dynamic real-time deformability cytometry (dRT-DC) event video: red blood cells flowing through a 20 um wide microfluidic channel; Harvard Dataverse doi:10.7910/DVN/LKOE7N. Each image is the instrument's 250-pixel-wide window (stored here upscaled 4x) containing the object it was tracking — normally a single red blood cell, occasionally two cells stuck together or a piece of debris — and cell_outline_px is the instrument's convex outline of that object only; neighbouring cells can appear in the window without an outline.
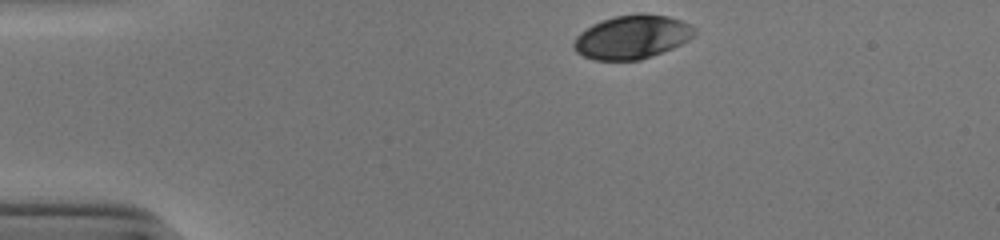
{"species": "human", "species_latin": "Homo sapiens", "temperature_condition": "cold", "stored_images_in_passage": 34, "camera_frame_rate_fps": 3000, "um_per_image_px": 0.085, "donor": {"sex": "male"}, "frame": {"image": 1, "passage_image": 1, "time_ms": 0.0, "image_size_px": [1000, 240], "cell_outline_px": [[696, 32], [688, 40], [672, 48], [652, 56], [640, 60], [596, 60], [584, 56], [576, 52], [572, 48], [572, 44], [576, 36], [580, 32], [592, 24], [616, 16], [640, 12], [644, 12], [668, 16], [680, 20], [696, 28]], "centroid_in_image_um": [53.71, 3.14], "position_along_channel_um": 31.3, "area_um2": 30.81}}
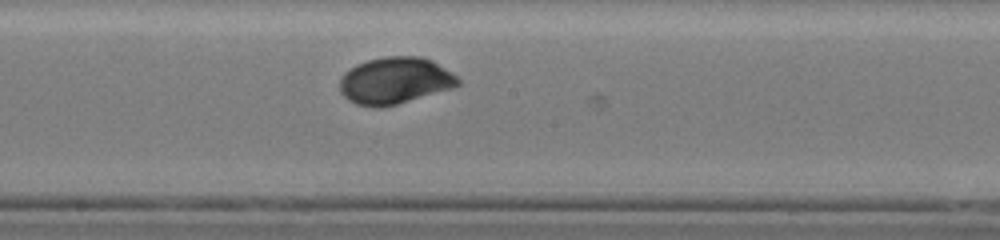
{"frame": {"image": 2, "passage_image": 20, "time_ms": 6.333, "image_size_px": [1000, 240], "cell_outline_px": [[460, 84], [452, 88], [396, 104], [380, 108], [376, 108], [356, 104], [348, 100], [340, 92], [340, 80], [344, 72], [356, 64], [368, 60], [384, 56], [420, 56], [432, 60], [452, 72], [460, 80]], "centroid_in_image_um": [33.55, 6.85], "position_along_channel_um": 214.6, "area_um2": 32.25}}
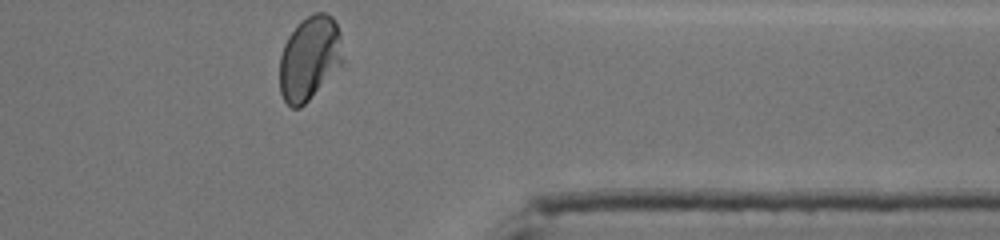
{"frame": {"image": 3, "passage_image": 34, "time_ms": 11.0, "image_size_px": [1000, 240], "cell_outline_px": [[348, 64], [300, 108], [292, 108], [284, 100], [280, 92], [280, 56], [284, 44], [288, 36], [300, 20], [316, 12], [324, 12], [332, 16], [340, 32]], "centroid_in_image_um": [26.4, 4.97], "position_along_channel_um": 385.0, "area_um2": 32.31}, "authors_computed_cell_mechanics": {"area_um2": 31.3565, "velocity_mm_per_s": 3.8667, "shape_relaxation_time_tau1_ms": 2.8131, "shape_relaxation_time_tau2_ms": null, "deformation_change_tau1": 0.1158, "deformation_change_tau2": null}}